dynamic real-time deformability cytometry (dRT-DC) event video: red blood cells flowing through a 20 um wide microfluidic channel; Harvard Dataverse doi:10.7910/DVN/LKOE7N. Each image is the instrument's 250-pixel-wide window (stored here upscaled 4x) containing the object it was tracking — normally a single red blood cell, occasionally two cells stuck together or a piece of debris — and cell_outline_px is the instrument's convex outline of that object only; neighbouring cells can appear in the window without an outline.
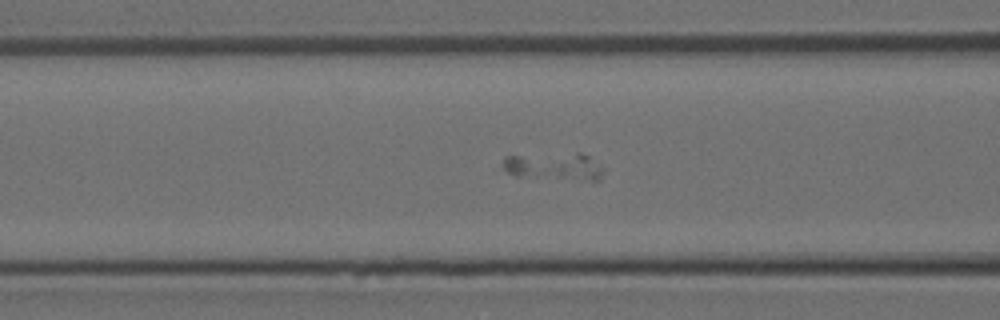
{"species": "Egyptian fruit bat (a non-hibernating species)", "species_latin": "Rousettus aegyptiacus", "temperature_condition": "room temperature", "stored_images_in_passage": 29, "camera_frame_rate_fps": 3000, "um_per_image_px": 0.085, "animal": {"sex": "female"}, "frame": {"image": 1, "passage_image": 6, "time_ms": 1.667, "image_size_px": [1000, 320], "cell_outline_px": [[600, 180], [592, 180], [516, 176], [508, 172], [504, 168], [504, 156], [576, 152], [580, 152], [588, 156], [600, 172]], "centroid_in_image_um": [47.0, 14.12], "position_along_channel_um": 119.6, "area_um2": 15.49}}
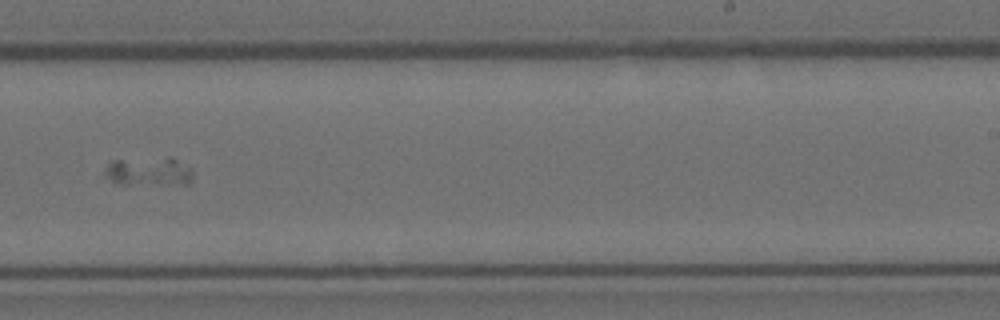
{"frame": {"image": 2, "passage_image": 17, "time_ms": 5.333, "image_size_px": [1000, 320], "cell_outline_px": [[192, 180], [188, 184], [116, 184], [108, 180], [104, 172], [104, 168], [112, 160], [176, 160], [192, 168]], "centroid_in_image_um": [12.6, 14.64], "position_along_channel_um": 276.4, "area_um2": 14.16}}
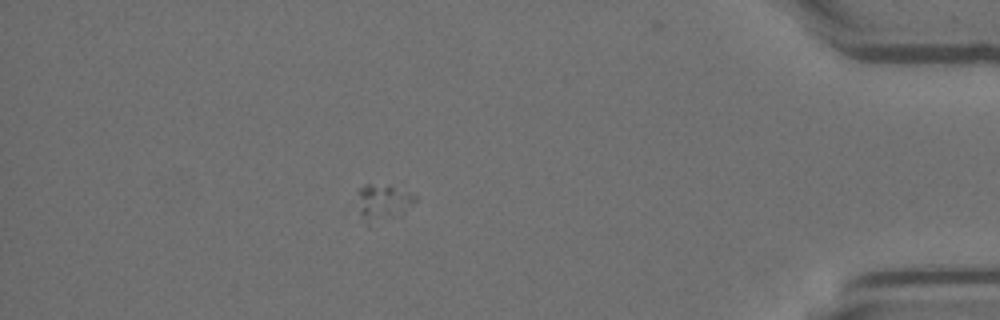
{"frame": {"image": 3, "passage_image": 29, "time_ms": 9.333, "image_size_px": [1000, 320], "cell_outline_px": [[416, 200], [412, 204], [368, 224], [360, 212], [360, 188], [364, 184], [372, 184], [412, 192], [416, 196]], "centroid_in_image_um": [32.53, 17.11], "position_along_channel_um": 402.7, "area_um2": 10.52}}